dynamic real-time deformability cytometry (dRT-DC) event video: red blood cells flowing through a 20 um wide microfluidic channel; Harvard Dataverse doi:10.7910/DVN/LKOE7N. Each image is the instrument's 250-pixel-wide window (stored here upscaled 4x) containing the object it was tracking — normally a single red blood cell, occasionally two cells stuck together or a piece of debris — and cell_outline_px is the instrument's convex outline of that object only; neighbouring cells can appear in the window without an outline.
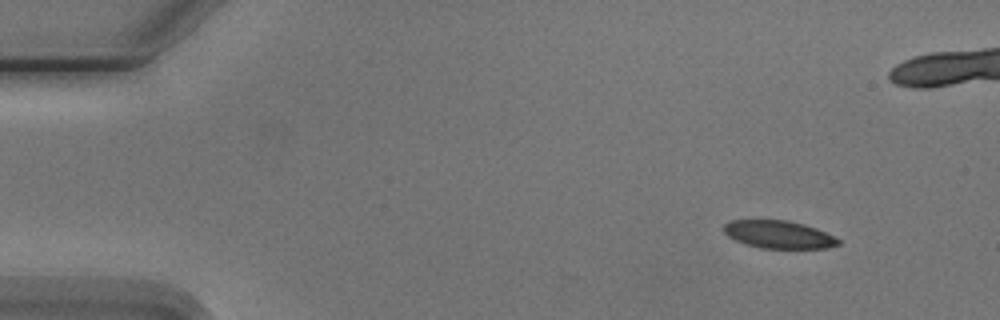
{"species": "Egyptian fruit bat (a non-hibernating species)", "species_latin": "Rousettus aegyptiacus", "temperature_condition": "cold", "stored_images_in_passage": 6, "segment_of_instrument_passage": [2, 2], "camera_frame_rate_fps": 3000, "um_per_image_px": 0.085, "animal": {"sex": "male"}, "frame": {"image": 1, "passage_image": 6, "time_ms": 6.667, "image_size_px": [1000, 320], "cell_outline_px": [[840, 244], [828, 248], [760, 248], [744, 244], [728, 236], [724, 232], [724, 224], [732, 220], [788, 220], [804, 224], [816, 228], [840, 240]], "centroid_in_image_um": [66.18, 19.93], "position_along_channel_um": 18.8, "area_um2": 18.44}}